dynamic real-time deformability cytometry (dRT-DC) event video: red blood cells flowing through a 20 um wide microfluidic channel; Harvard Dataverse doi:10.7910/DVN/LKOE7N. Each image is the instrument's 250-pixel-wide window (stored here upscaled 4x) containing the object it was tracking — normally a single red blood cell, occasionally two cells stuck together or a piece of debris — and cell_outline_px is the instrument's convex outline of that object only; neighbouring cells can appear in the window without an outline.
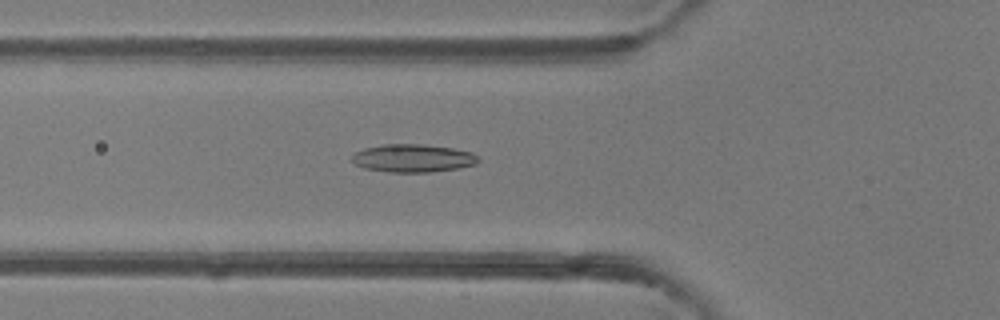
{"species": "common noctule bat (a hibernating species)", "species_latin": "Nyctalus noctula", "temperature_condition": "room temperature", "stored_images_in_passage": 48, "camera_frame_rate_fps": 3000, "um_per_image_px": 0.085, "animal": {"sex": "female"}, "frame": {"image": 1, "passage_image": 17, "time_ms": 5.333, "image_size_px": [1000, 320], "cell_outline_px": [[480, 160], [476, 164], [456, 168], [432, 172], [388, 172], [364, 168], [356, 164], [352, 160], [352, 156], [356, 152], [364, 148], [384, 144], [420, 144], [452, 148], [472, 152]], "centroid_in_image_um": [35.09, 13.44], "position_along_channel_um": 90.7, "area_um2": 20.46}}
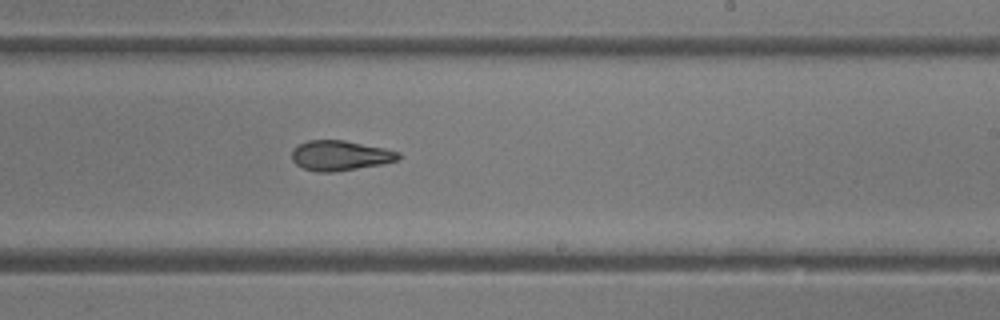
{"frame": {"image": 2, "passage_image": 29, "time_ms": 9.333, "image_size_px": [1000, 320], "cell_outline_px": [[400, 160], [384, 164], [336, 172], [316, 172], [304, 168], [296, 164], [292, 160], [292, 148], [308, 140], [344, 140], [384, 148], [400, 152]], "centroid_in_image_um": [28.93, 13.23], "position_along_channel_um": 260.1, "area_um2": 18.84}}
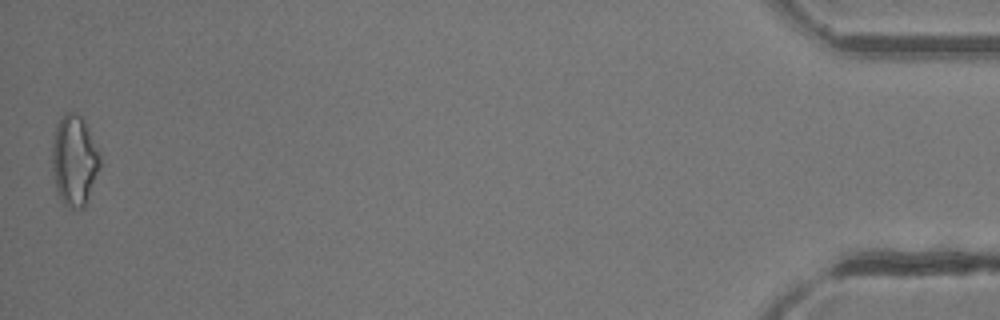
{"frame": {"image": 3, "passage_image": 48, "time_ms": 15.667, "image_size_px": [1000, 320], "cell_outline_px": [[100, 164], [84, 208], [72, 208], [64, 204], [56, 192], [52, 176], [52, 136], [56, 124], [60, 116], [64, 112], [76, 112], [84, 120], [100, 152]], "centroid_in_image_um": [6.28, 13.6], "position_along_channel_um": 428.9, "area_um2": 25.55}, "authors_computed_cell_mechanics": {"area_um2": 20.1144, "velocity_mm_per_s": 4.2211, "shape_relaxation_time_tau1_ms": null, "shape_relaxation_time_tau2_ms": 4.4044, "deformation_change_tau1": null, "deformation_change_tau2": 0.1382}}